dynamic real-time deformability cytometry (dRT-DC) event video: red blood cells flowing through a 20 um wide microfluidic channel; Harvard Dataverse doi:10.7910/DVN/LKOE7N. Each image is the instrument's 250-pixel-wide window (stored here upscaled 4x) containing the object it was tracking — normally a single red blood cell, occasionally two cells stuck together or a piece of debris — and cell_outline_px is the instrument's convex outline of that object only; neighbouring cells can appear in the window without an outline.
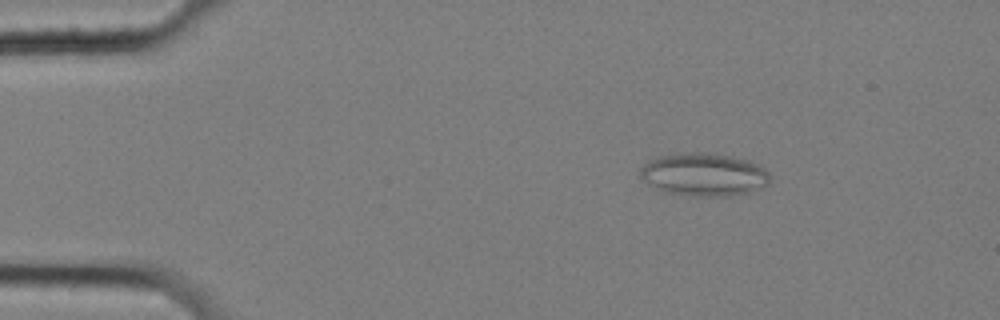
{"species": "common noctule bat (a hibernating species)", "species_latin": "Nyctalus noctula", "temperature_condition": "cold", "stored_images_in_passage": 53, "camera_frame_rate_fps": 3000, "um_per_image_px": 0.085, "animal": {"sex": "female", "body_mass_g": 25.1}, "frame": {"image": 1, "passage_image": 4, "time_ms": 1.0, "image_size_px": [1000, 320], "cell_outline_px": [[768, 184], [748, 192], [724, 196], [696, 196], [664, 192], [648, 184], [640, 176], [640, 168], [644, 164], [660, 156], [676, 152], [708, 152], [748, 160], [764, 168], [768, 172]], "centroid_in_image_um": [59.79, 14.82], "position_along_channel_um": 25.2, "area_um2": 32.25}}
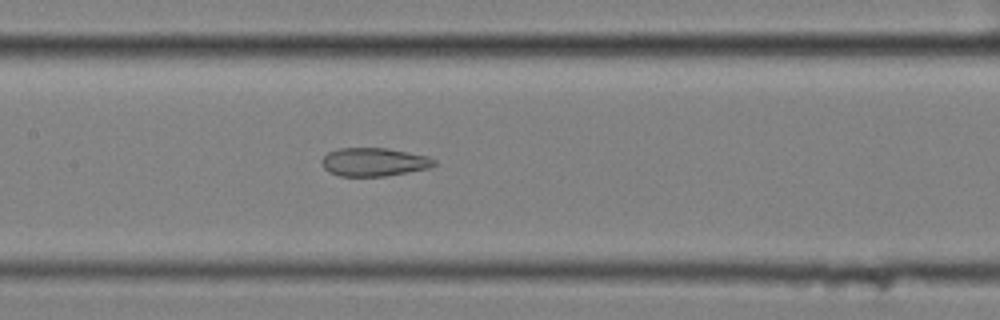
{"frame": {"image": 2, "passage_image": 23, "time_ms": 7.333, "image_size_px": [1000, 320], "cell_outline_px": [[436, 164], [428, 168], [408, 172], [384, 176], [340, 176], [328, 172], [324, 168], [320, 160], [328, 152], [336, 148], [388, 148], [428, 156], [436, 160]], "centroid_in_image_um": [31.76, 13.76], "position_along_channel_um": 175.6, "area_um2": 18.67}}
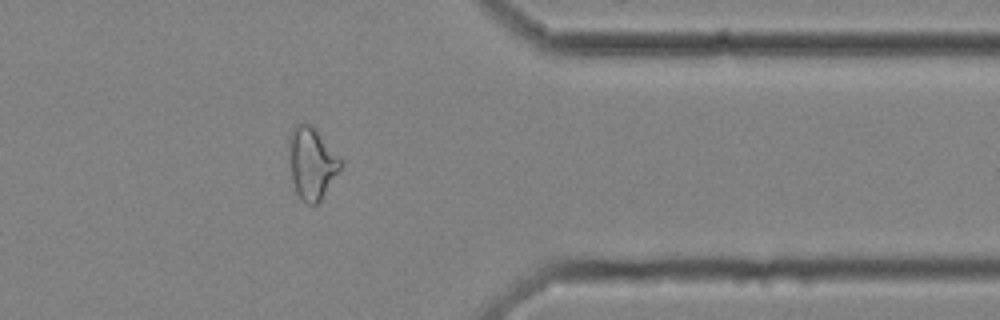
{"frame": {"image": 3, "passage_image": 42, "time_ms": 13.667, "image_size_px": [1000, 320], "cell_outline_px": [[344, 164], [320, 200], [316, 204], [308, 204], [300, 200], [296, 192], [292, 180], [288, 144], [288, 136], [292, 128], [296, 124], [312, 124], [316, 128], [344, 160]], "centroid_in_image_um": [26.52, 13.83], "position_along_channel_um": 384.9, "area_um2": 22.02}, "authors_computed_cell_mechanics": {"area_um2": 21.7328, "velocity_mm_per_s": 3.496, "shape_relaxation_time_tau1_ms": null, "shape_relaxation_time_tau2_ms": 2.5274, "deformation_change_tau1": null, "deformation_change_tau2": 0.1113}}